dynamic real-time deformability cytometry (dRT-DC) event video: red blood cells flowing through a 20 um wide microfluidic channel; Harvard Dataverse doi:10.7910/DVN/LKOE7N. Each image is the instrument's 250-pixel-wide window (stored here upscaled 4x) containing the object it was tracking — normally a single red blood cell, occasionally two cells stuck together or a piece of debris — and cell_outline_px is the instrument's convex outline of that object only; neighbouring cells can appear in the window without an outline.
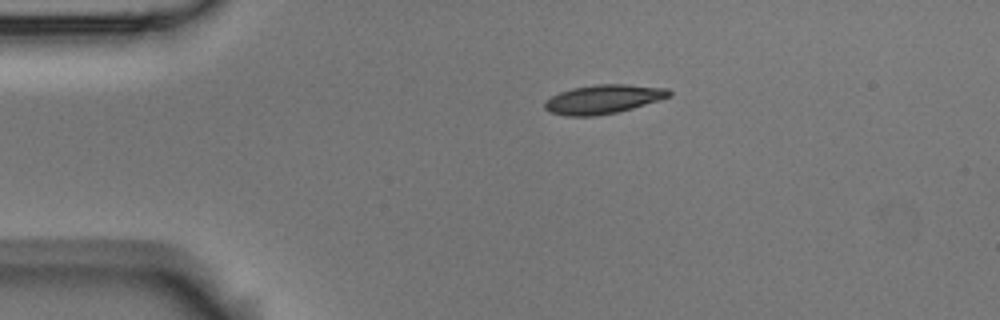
{"species": "Egyptian fruit bat (a non-hibernating species)", "species_latin": "Rousettus aegyptiacus", "temperature_condition": "room temperature", "stored_images_in_passage": 2, "camera_frame_rate_fps": 3000, "um_per_image_px": 0.085, "animal": {"sex": "male"}, "frame": {"image": 1, "passage_image": 1, "time_ms": 0.0, "image_size_px": [1000, 320], "cell_outline_px": [[672, 96], [660, 100], [632, 108], [616, 112], [596, 116], [564, 116], [548, 112], [544, 108], [544, 104], [552, 96], [560, 92], [572, 88], [596, 84], [628, 84], [668, 88], [672, 92]], "centroid_in_image_um": [51.3, 8.43], "position_along_channel_um": 33.7, "area_um2": 21.1}}